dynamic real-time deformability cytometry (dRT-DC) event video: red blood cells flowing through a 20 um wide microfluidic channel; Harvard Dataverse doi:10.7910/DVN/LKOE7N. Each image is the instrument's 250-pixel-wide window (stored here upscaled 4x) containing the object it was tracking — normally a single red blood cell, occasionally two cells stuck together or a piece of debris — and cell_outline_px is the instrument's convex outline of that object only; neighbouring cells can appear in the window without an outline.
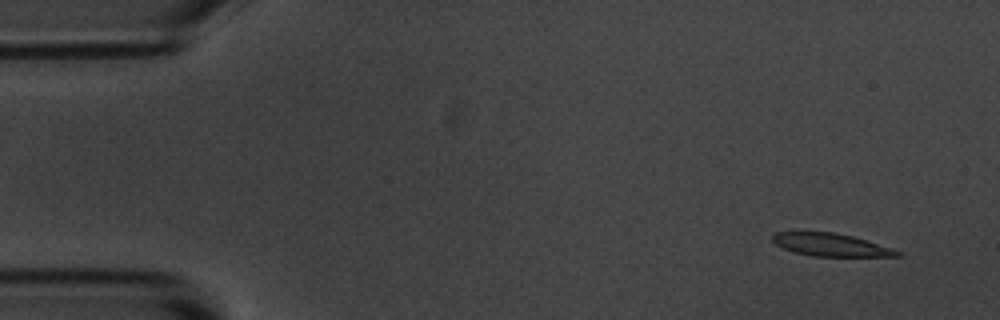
{"species": "common noctule bat (a hibernating species)", "species_latin": "Nyctalus noctula", "temperature_condition": "room temperature", "stored_images_in_passage": 5, "segment_of_instrument_passage": [1, 2], "camera_frame_rate_fps": 3000, "um_per_image_px": 0.085, "animal": {"sex": "male", "body_mass_g": 20.1, "forearm_length_mm": 53.5}, "frame": {"image": 1, "passage_image": 1, "time_ms": 0.0, "image_size_px": [1000, 320], "cell_outline_px": [[904, 256], [812, 256], [796, 252], [784, 248], [776, 244], [772, 240], [772, 236], [776, 232], [832, 232], [852, 236], [892, 248], [904, 252]], "centroid_in_image_um": [70.66, 20.81], "position_along_channel_um": 14.3, "area_um2": 16.36}}
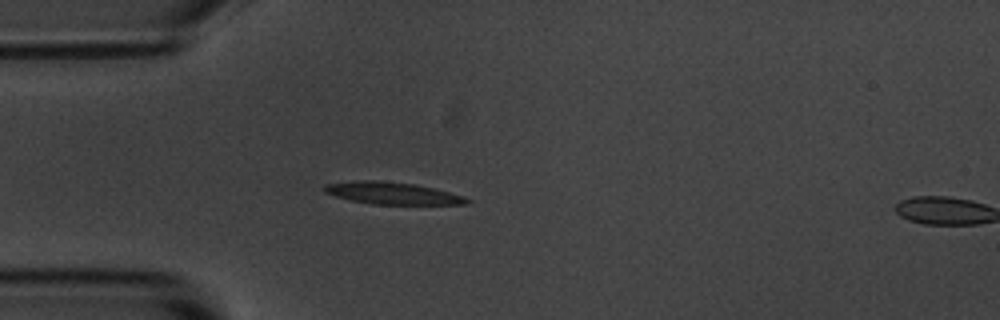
{"frame": {"image": 2, "passage_image": 4, "time_ms": 3.667, "image_size_px": [1000, 320], "cell_outline_px": [[472, 200], [468, 204], [372, 204], [352, 200], [336, 196], [324, 192], [324, 184], [356, 180], [376, 180], [416, 184], [448, 192]], "centroid_in_image_um": [33.31, 16.41], "position_along_channel_um": 51.7, "area_um2": 18.09}}